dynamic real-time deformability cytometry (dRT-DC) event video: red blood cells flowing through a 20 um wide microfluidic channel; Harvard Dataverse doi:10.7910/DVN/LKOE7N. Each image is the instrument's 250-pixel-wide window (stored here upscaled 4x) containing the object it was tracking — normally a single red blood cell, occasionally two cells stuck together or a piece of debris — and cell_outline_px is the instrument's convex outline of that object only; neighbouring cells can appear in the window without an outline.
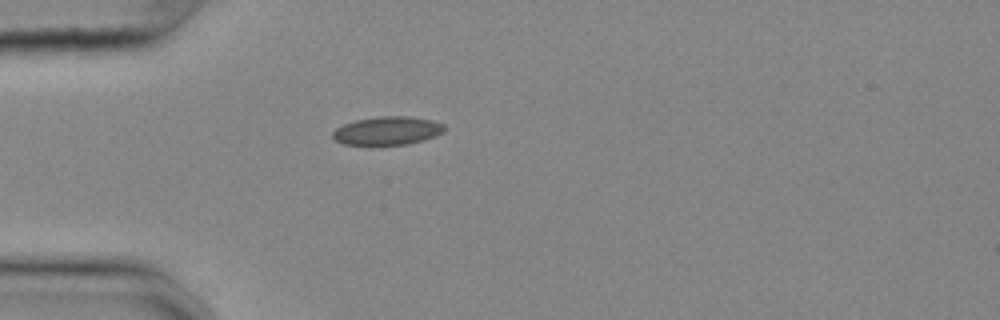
{"species": "common noctule bat (a hibernating species)", "species_latin": "Nyctalus noctula", "temperature_condition": "cold", "stored_images_in_passage": 40, "camera_frame_rate_fps": 3000, "um_per_image_px": 0.085, "animal": {"sex": "female", "body_mass_g": 25.1}, "frame": {"image": 1, "passage_image": 1, "time_ms": 0.0, "image_size_px": [1000, 320], "cell_outline_px": [[448, 128], [444, 132], [436, 136], [424, 140], [408, 144], [344, 144], [336, 140], [332, 136], [332, 132], [336, 128], [344, 124], [356, 120], [380, 116], [412, 116], [432, 120], [444, 124]], "centroid_in_image_um": [33.0, 11.1], "position_along_channel_um": 52.0, "area_um2": 18.5}}
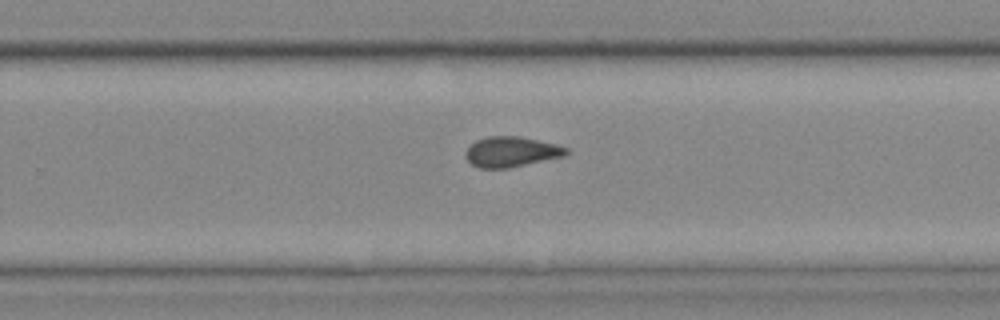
{"frame": {"image": 2, "passage_image": 21, "time_ms": 6.667, "image_size_px": [1000, 320], "cell_outline_px": [[568, 156], [508, 168], [480, 168], [472, 164], [464, 156], [464, 152], [476, 140], [488, 136], [516, 136], [556, 144], [568, 148]], "centroid_in_image_um": [43.48, 12.91], "position_along_channel_um": 286.3, "area_um2": 17.8}}
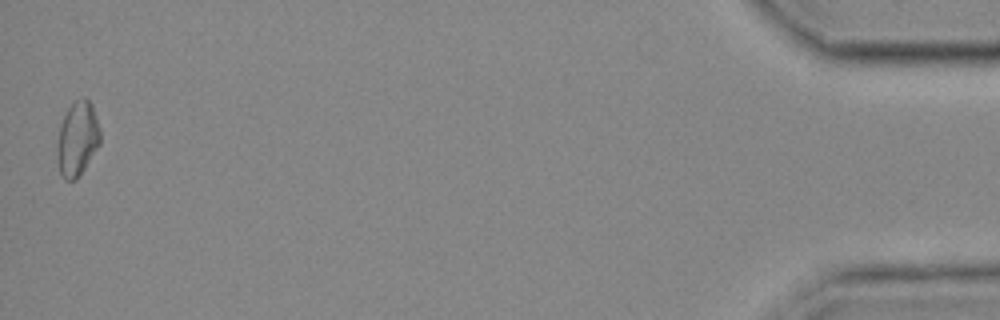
{"frame": {"image": 3, "passage_image": 40, "time_ms": 13.0, "image_size_px": [1000, 320], "cell_outline_px": [[100, 144], [76, 180], [64, 180], [60, 176], [56, 156], [56, 144], [60, 124], [68, 108], [76, 100], [84, 96], [92, 104], [96, 116], [100, 132]], "centroid_in_image_um": [6.55, 11.82], "position_along_channel_um": 428.7, "area_um2": 18.84}, "authors_computed_cell_mechanics": {"area_um2": 17.7735, "velocity_mm_per_s": 3.6689, "shape_relaxation_time_tau1_ms": null, "shape_relaxation_time_tau2_ms": 3.6554, "deformation_change_tau1": null, "deformation_change_tau2": 0.0778}}